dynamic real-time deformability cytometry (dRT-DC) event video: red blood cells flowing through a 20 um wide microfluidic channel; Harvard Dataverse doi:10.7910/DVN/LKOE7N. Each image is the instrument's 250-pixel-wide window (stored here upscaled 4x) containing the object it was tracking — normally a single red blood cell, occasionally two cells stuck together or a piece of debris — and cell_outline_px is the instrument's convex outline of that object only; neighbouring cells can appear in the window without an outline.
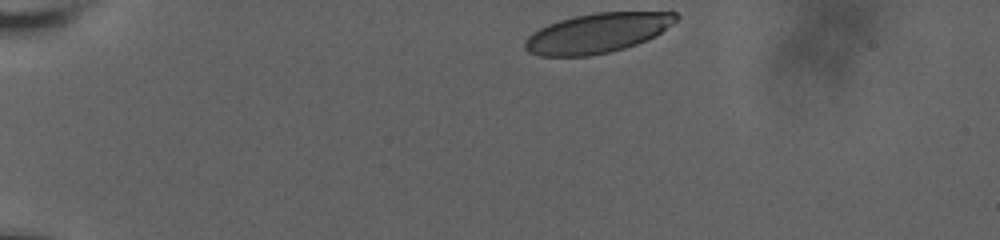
{"species": "human", "species_latin": "Homo sapiens", "temperature_condition": "room temperature", "stored_images_in_passage": 42, "camera_frame_rate_fps": 3000, "um_per_image_px": 0.085, "donor": {"sex": "male"}, "frame": {"image": 1, "passage_image": 1, "time_ms": 0.0, "image_size_px": [1000, 240], "cell_outline_px": [[680, 16], [672, 24], [656, 36], [636, 44], [624, 48], [608, 52], [588, 56], [540, 56], [528, 52], [524, 48], [524, 40], [532, 32], [548, 24], [560, 20], [576, 16], [596, 12], [676, 12]], "centroid_in_image_um": [50.76, 2.81], "position_along_channel_um": 34.2, "area_um2": 34.85}}
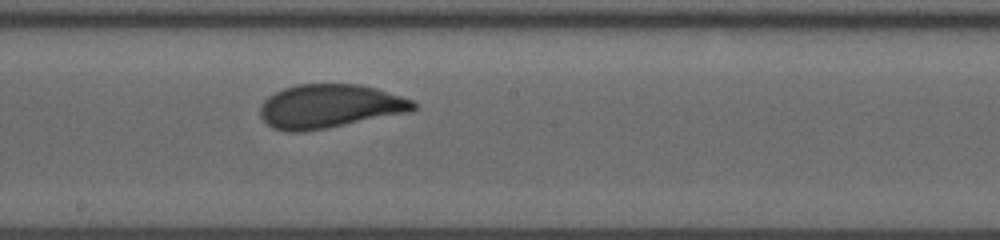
{"frame": {"image": 2, "passage_image": 22, "time_ms": 7.333, "image_size_px": [1000, 240], "cell_outline_px": [[416, 108], [412, 112], [324, 128], [300, 132], [288, 132], [272, 128], [260, 116], [260, 104], [268, 96], [284, 88], [296, 84], [360, 84], [376, 88], [412, 100], [416, 104]], "centroid_in_image_um": [28.0, 9.03], "position_along_channel_um": 220.2, "area_um2": 39.02}}
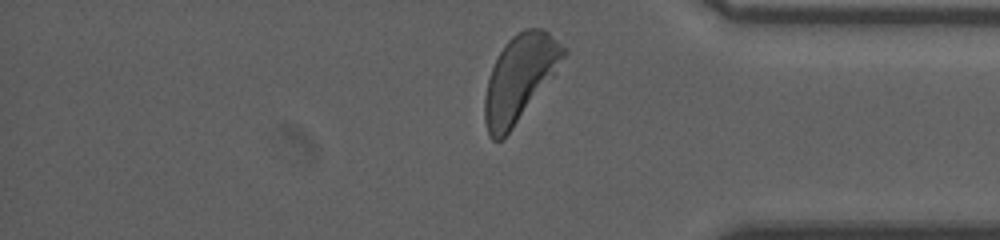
{"frame": {"image": 3, "passage_image": 42, "time_ms": 12.333, "image_size_px": [1000, 240], "cell_outline_px": [[568, 52], [556, 72], [512, 128], [500, 140], [492, 140], [488, 132], [484, 120], [484, 96], [488, 80], [492, 68], [504, 44], [516, 32], [524, 28], [544, 28], [568, 48]], "centroid_in_image_um": [44.19, 6.58], "position_along_channel_um": 391.0, "area_um2": 39.25}, "authors_computed_cell_mechanics": {"area_um2": 38.8705, "velocity_mm_per_s": 3.6341, "shape_relaxation_time_tau1_ms": 5.0332, "shape_relaxation_time_tau2_ms": null, "deformation_change_tau1": 0.1868, "deformation_change_tau2": null}}